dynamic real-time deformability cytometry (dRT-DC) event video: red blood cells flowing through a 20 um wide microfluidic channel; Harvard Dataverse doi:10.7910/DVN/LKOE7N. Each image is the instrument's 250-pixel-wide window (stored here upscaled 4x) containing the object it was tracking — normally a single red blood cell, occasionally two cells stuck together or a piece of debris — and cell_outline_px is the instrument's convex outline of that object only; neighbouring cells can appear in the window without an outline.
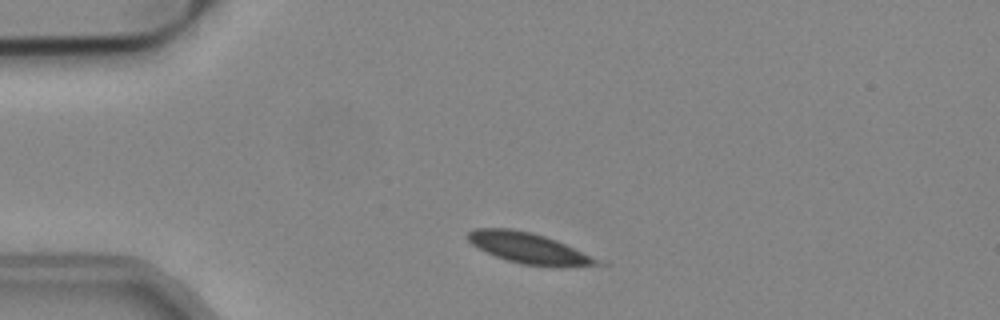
{"species": "common noctule bat (a hibernating species)", "species_latin": "Nyctalus noctula", "temperature_condition": "cold", "stored_images_in_passage": 11, "camera_frame_rate_fps": 3000, "um_per_image_px": 0.085, "animal": {"sex": "male", "body_mass_g": 19.2, "forearm_length_mm": 51.8}, "frame": {"image": 1, "passage_image": 5, "time_ms": 1.333, "image_size_px": [1000, 320], "cell_outline_px": [[608, 264], [572, 268], [564, 268], [520, 264], [484, 252], [472, 244], [468, 240], [468, 232], [476, 228], [508, 228], [532, 232], [556, 240], [608, 260]], "centroid_in_image_um": [45.15, 21.14], "position_along_channel_um": 39.8, "area_um2": 24.1}}